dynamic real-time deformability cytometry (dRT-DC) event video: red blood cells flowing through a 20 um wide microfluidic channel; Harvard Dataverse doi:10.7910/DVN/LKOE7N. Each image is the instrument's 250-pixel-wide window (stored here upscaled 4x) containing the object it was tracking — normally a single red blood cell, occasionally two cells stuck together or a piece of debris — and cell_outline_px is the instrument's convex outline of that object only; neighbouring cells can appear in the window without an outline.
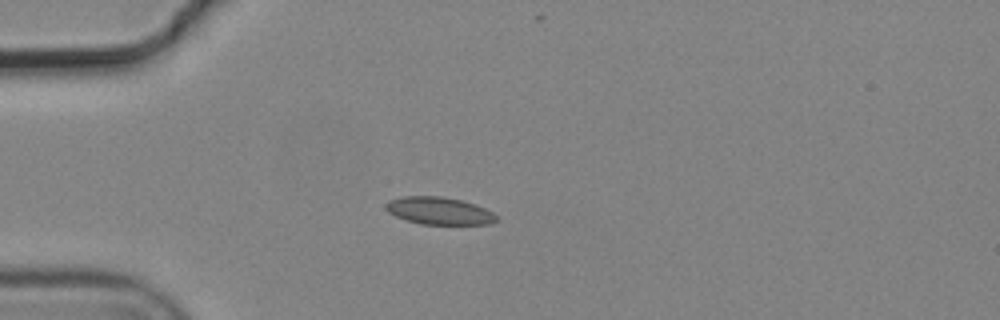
{"species": "common noctule bat (a hibernating species)", "species_latin": "Nyctalus noctula", "temperature_condition": "cold", "stored_images_in_passage": 6, "camera_frame_rate_fps": 3000, "um_per_image_px": 0.085, "animal": {"sex": "male", "body_mass_g": 19.2, "forearm_length_mm": 51.8}, "frame": {"image": 1, "passage_image": 4, "time_ms": 1.0, "image_size_px": [1000, 320], "cell_outline_px": [[500, 220], [488, 224], [420, 224], [396, 216], [388, 212], [384, 208], [384, 204], [388, 200], [404, 196], [440, 196], [460, 200], [476, 204], [492, 212]], "centroid_in_image_um": [37.31, 17.91], "position_along_channel_um": 47.7, "area_um2": 17.69}}
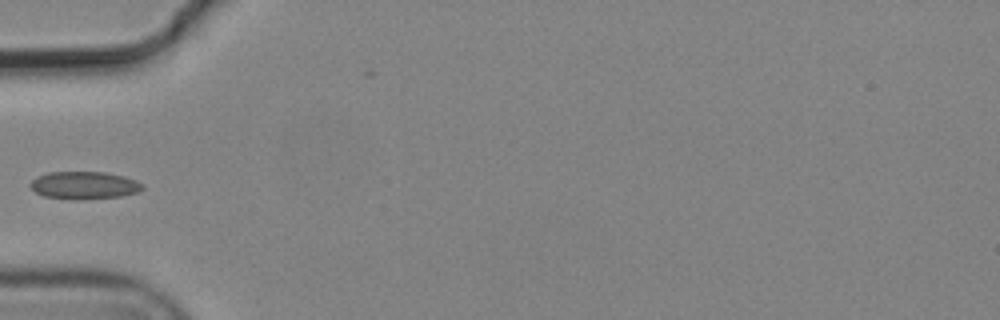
{"frame": {"image": 2, "passage_image": 5, "time_ms": 1.333, "image_size_px": [1000, 320], "cell_outline_px": [[144, 188], [136, 192], [120, 196], [44, 196], [36, 192], [28, 184], [32, 180], [48, 172], [104, 172], [124, 176], [136, 180]], "centroid_in_image_um": [7.16, 15.68], "position_along_channel_um": 77.8, "area_um2": 16.7}}
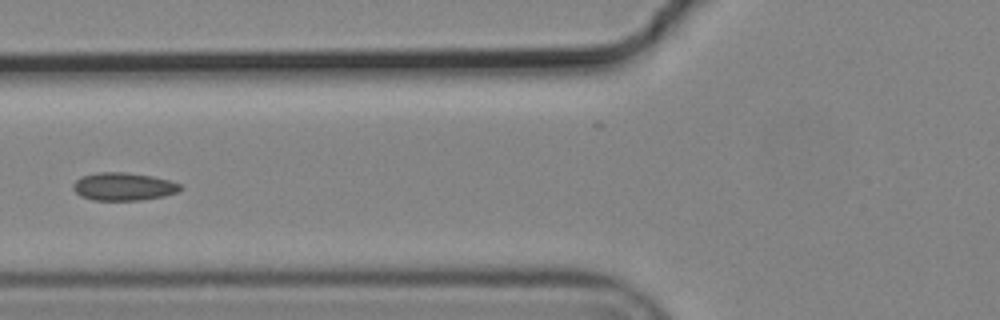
{"frame": {"image": 3, "passage_image": 6, "time_ms": 1.667, "image_size_px": [1000, 320], "cell_outline_px": [[184, 188], [176, 192], [164, 196], [140, 200], [92, 200], [80, 196], [72, 188], [72, 184], [80, 176], [96, 172], [124, 172], [152, 176], [172, 180], [180, 184]], "centroid_in_image_um": [10.48, 15.85], "position_along_channel_um": 115.3, "area_um2": 17.63}}